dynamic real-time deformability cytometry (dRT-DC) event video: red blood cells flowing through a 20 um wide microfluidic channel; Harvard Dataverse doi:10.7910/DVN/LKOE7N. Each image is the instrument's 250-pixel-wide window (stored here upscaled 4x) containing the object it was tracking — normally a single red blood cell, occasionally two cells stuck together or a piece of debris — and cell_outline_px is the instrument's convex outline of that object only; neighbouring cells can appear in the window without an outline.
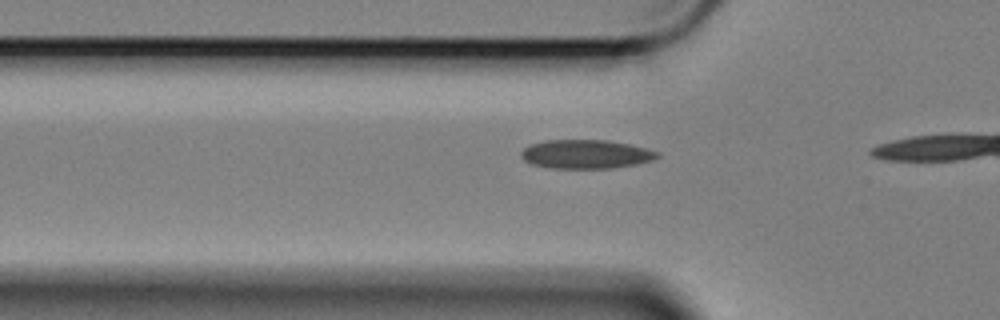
{"species": "Egyptian fruit bat (a non-hibernating species)", "species_latin": "Rousettus aegyptiacus", "temperature_condition": "cold", "stored_images_in_passage": 6, "camera_frame_rate_fps": 3000, "um_per_image_px": 0.085, "animal": {"sex": "female"}, "frame": {"image": 1, "passage_image": 3, "time_ms": 0.667, "image_size_px": [1000, 320], "cell_outline_px": [[660, 156], [652, 160], [636, 164], [612, 168], [552, 168], [532, 164], [524, 160], [520, 156], [520, 152], [524, 148], [532, 144], [544, 140], [608, 140], [628, 144], [660, 152]], "centroid_in_image_um": [49.79, 13.1], "position_along_channel_um": 76.0, "area_um2": 22.83}}